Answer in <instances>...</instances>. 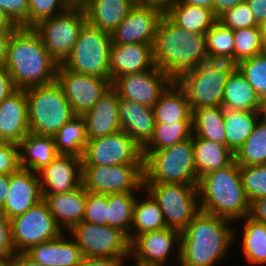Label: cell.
<instances>
[{"mask_svg":"<svg viewBox=\"0 0 266 266\" xmlns=\"http://www.w3.org/2000/svg\"><path fill=\"white\" fill-rule=\"evenodd\" d=\"M231 223L229 219L200 211L180 232L178 266H216L227 258L238 232Z\"/></svg>","mask_w":266,"mask_h":266,"instance_id":"cell-1","label":"cell"},{"mask_svg":"<svg viewBox=\"0 0 266 266\" xmlns=\"http://www.w3.org/2000/svg\"><path fill=\"white\" fill-rule=\"evenodd\" d=\"M4 66L15 87L26 90L54 82L58 64L32 27H18L9 40Z\"/></svg>","mask_w":266,"mask_h":266,"instance_id":"cell-2","label":"cell"},{"mask_svg":"<svg viewBox=\"0 0 266 266\" xmlns=\"http://www.w3.org/2000/svg\"><path fill=\"white\" fill-rule=\"evenodd\" d=\"M153 57L155 66L177 81L208 60L205 34L186 31L164 14L157 27Z\"/></svg>","mask_w":266,"mask_h":266,"instance_id":"cell-3","label":"cell"},{"mask_svg":"<svg viewBox=\"0 0 266 266\" xmlns=\"http://www.w3.org/2000/svg\"><path fill=\"white\" fill-rule=\"evenodd\" d=\"M197 188L201 211L233 222L249 216L250 202L235 161L223 169L204 174Z\"/></svg>","mask_w":266,"mask_h":266,"instance_id":"cell-4","label":"cell"},{"mask_svg":"<svg viewBox=\"0 0 266 266\" xmlns=\"http://www.w3.org/2000/svg\"><path fill=\"white\" fill-rule=\"evenodd\" d=\"M144 184L197 185L192 137L161 150H142Z\"/></svg>","mask_w":266,"mask_h":266,"instance_id":"cell-5","label":"cell"},{"mask_svg":"<svg viewBox=\"0 0 266 266\" xmlns=\"http://www.w3.org/2000/svg\"><path fill=\"white\" fill-rule=\"evenodd\" d=\"M25 91L31 133L54 136L64 124L76 116L56 81Z\"/></svg>","mask_w":266,"mask_h":266,"instance_id":"cell-6","label":"cell"},{"mask_svg":"<svg viewBox=\"0 0 266 266\" xmlns=\"http://www.w3.org/2000/svg\"><path fill=\"white\" fill-rule=\"evenodd\" d=\"M235 68L231 62L207 60L183 74L177 83L186 92L191 110L221 106L224 87Z\"/></svg>","mask_w":266,"mask_h":266,"instance_id":"cell-7","label":"cell"},{"mask_svg":"<svg viewBox=\"0 0 266 266\" xmlns=\"http://www.w3.org/2000/svg\"><path fill=\"white\" fill-rule=\"evenodd\" d=\"M111 45V34L86 22L62 65L79 74L110 79Z\"/></svg>","mask_w":266,"mask_h":266,"instance_id":"cell-8","label":"cell"},{"mask_svg":"<svg viewBox=\"0 0 266 266\" xmlns=\"http://www.w3.org/2000/svg\"><path fill=\"white\" fill-rule=\"evenodd\" d=\"M86 22L84 8L78 2L61 14L42 19L32 28L39 34L51 58L61 65L69 57Z\"/></svg>","mask_w":266,"mask_h":266,"instance_id":"cell-9","label":"cell"},{"mask_svg":"<svg viewBox=\"0 0 266 266\" xmlns=\"http://www.w3.org/2000/svg\"><path fill=\"white\" fill-rule=\"evenodd\" d=\"M162 211L168 228L183 231L201 211L197 185L144 184Z\"/></svg>","mask_w":266,"mask_h":266,"instance_id":"cell-10","label":"cell"},{"mask_svg":"<svg viewBox=\"0 0 266 266\" xmlns=\"http://www.w3.org/2000/svg\"><path fill=\"white\" fill-rule=\"evenodd\" d=\"M82 185L88 192L103 195L142 193L143 164L82 166Z\"/></svg>","mask_w":266,"mask_h":266,"instance_id":"cell-11","label":"cell"},{"mask_svg":"<svg viewBox=\"0 0 266 266\" xmlns=\"http://www.w3.org/2000/svg\"><path fill=\"white\" fill-rule=\"evenodd\" d=\"M10 225L16 253H25L32 246L55 239L64 233L44 200L25 213L10 219Z\"/></svg>","mask_w":266,"mask_h":266,"instance_id":"cell-12","label":"cell"},{"mask_svg":"<svg viewBox=\"0 0 266 266\" xmlns=\"http://www.w3.org/2000/svg\"><path fill=\"white\" fill-rule=\"evenodd\" d=\"M69 232L83 257H130L129 239L116 227L81 221Z\"/></svg>","mask_w":266,"mask_h":266,"instance_id":"cell-13","label":"cell"},{"mask_svg":"<svg viewBox=\"0 0 266 266\" xmlns=\"http://www.w3.org/2000/svg\"><path fill=\"white\" fill-rule=\"evenodd\" d=\"M81 160L82 166L143 164L142 149L121 130L88 140Z\"/></svg>","mask_w":266,"mask_h":266,"instance_id":"cell-14","label":"cell"},{"mask_svg":"<svg viewBox=\"0 0 266 266\" xmlns=\"http://www.w3.org/2000/svg\"><path fill=\"white\" fill-rule=\"evenodd\" d=\"M55 81L76 115L90 110L111 87L110 79L79 74L62 64L57 67Z\"/></svg>","mask_w":266,"mask_h":266,"instance_id":"cell-15","label":"cell"},{"mask_svg":"<svg viewBox=\"0 0 266 266\" xmlns=\"http://www.w3.org/2000/svg\"><path fill=\"white\" fill-rule=\"evenodd\" d=\"M173 80L159 68L115 78L111 87L119 98L153 107Z\"/></svg>","mask_w":266,"mask_h":266,"instance_id":"cell-16","label":"cell"},{"mask_svg":"<svg viewBox=\"0 0 266 266\" xmlns=\"http://www.w3.org/2000/svg\"><path fill=\"white\" fill-rule=\"evenodd\" d=\"M172 251L176 253V265H179L180 231L173 228L146 232L137 235L130 242V258L132 257L135 263L168 265V257L170 259Z\"/></svg>","mask_w":266,"mask_h":266,"instance_id":"cell-17","label":"cell"},{"mask_svg":"<svg viewBox=\"0 0 266 266\" xmlns=\"http://www.w3.org/2000/svg\"><path fill=\"white\" fill-rule=\"evenodd\" d=\"M164 11L152 5L135 4L121 24L111 33L114 44L153 45Z\"/></svg>","mask_w":266,"mask_h":266,"instance_id":"cell-18","label":"cell"},{"mask_svg":"<svg viewBox=\"0 0 266 266\" xmlns=\"http://www.w3.org/2000/svg\"><path fill=\"white\" fill-rule=\"evenodd\" d=\"M37 174L43 198L50 194L67 193L82 185V160L73 155H58Z\"/></svg>","mask_w":266,"mask_h":266,"instance_id":"cell-19","label":"cell"},{"mask_svg":"<svg viewBox=\"0 0 266 266\" xmlns=\"http://www.w3.org/2000/svg\"><path fill=\"white\" fill-rule=\"evenodd\" d=\"M41 200L43 197L38 174L20 168L10 175L8 195L0 212L10 220L25 213Z\"/></svg>","mask_w":266,"mask_h":266,"instance_id":"cell-20","label":"cell"},{"mask_svg":"<svg viewBox=\"0 0 266 266\" xmlns=\"http://www.w3.org/2000/svg\"><path fill=\"white\" fill-rule=\"evenodd\" d=\"M28 133L27 95L17 89L0 102V141L18 144Z\"/></svg>","mask_w":266,"mask_h":266,"instance_id":"cell-21","label":"cell"},{"mask_svg":"<svg viewBox=\"0 0 266 266\" xmlns=\"http://www.w3.org/2000/svg\"><path fill=\"white\" fill-rule=\"evenodd\" d=\"M153 45L114 44L110 49V81L127 74L154 69Z\"/></svg>","mask_w":266,"mask_h":266,"instance_id":"cell-22","label":"cell"},{"mask_svg":"<svg viewBox=\"0 0 266 266\" xmlns=\"http://www.w3.org/2000/svg\"><path fill=\"white\" fill-rule=\"evenodd\" d=\"M118 100L116 91L110 87L90 110L81 115L88 140L120 131Z\"/></svg>","mask_w":266,"mask_h":266,"instance_id":"cell-23","label":"cell"},{"mask_svg":"<svg viewBox=\"0 0 266 266\" xmlns=\"http://www.w3.org/2000/svg\"><path fill=\"white\" fill-rule=\"evenodd\" d=\"M118 110L120 130L130 136L142 149L154 132L156 122L152 107L119 98Z\"/></svg>","mask_w":266,"mask_h":266,"instance_id":"cell-24","label":"cell"},{"mask_svg":"<svg viewBox=\"0 0 266 266\" xmlns=\"http://www.w3.org/2000/svg\"><path fill=\"white\" fill-rule=\"evenodd\" d=\"M68 233L32 246L25 254L44 266H78L83 256L75 240L71 236V240L68 238Z\"/></svg>","mask_w":266,"mask_h":266,"instance_id":"cell-25","label":"cell"},{"mask_svg":"<svg viewBox=\"0 0 266 266\" xmlns=\"http://www.w3.org/2000/svg\"><path fill=\"white\" fill-rule=\"evenodd\" d=\"M43 200L64 232L83 220L86 205V190L83 185L67 193L46 195Z\"/></svg>","mask_w":266,"mask_h":266,"instance_id":"cell-26","label":"cell"},{"mask_svg":"<svg viewBox=\"0 0 266 266\" xmlns=\"http://www.w3.org/2000/svg\"><path fill=\"white\" fill-rule=\"evenodd\" d=\"M87 22L111 34L135 5L134 0H80Z\"/></svg>","mask_w":266,"mask_h":266,"instance_id":"cell-27","label":"cell"},{"mask_svg":"<svg viewBox=\"0 0 266 266\" xmlns=\"http://www.w3.org/2000/svg\"><path fill=\"white\" fill-rule=\"evenodd\" d=\"M18 149L20 168L36 173L59 155L53 136L31 132L18 143Z\"/></svg>","mask_w":266,"mask_h":266,"instance_id":"cell-28","label":"cell"},{"mask_svg":"<svg viewBox=\"0 0 266 266\" xmlns=\"http://www.w3.org/2000/svg\"><path fill=\"white\" fill-rule=\"evenodd\" d=\"M156 123L192 122V110L184 89L173 81L152 107Z\"/></svg>","mask_w":266,"mask_h":266,"instance_id":"cell-29","label":"cell"},{"mask_svg":"<svg viewBox=\"0 0 266 266\" xmlns=\"http://www.w3.org/2000/svg\"><path fill=\"white\" fill-rule=\"evenodd\" d=\"M192 144L198 179L208 172L223 169L234 161V153L226 145L198 138L193 134Z\"/></svg>","mask_w":266,"mask_h":266,"instance_id":"cell-30","label":"cell"},{"mask_svg":"<svg viewBox=\"0 0 266 266\" xmlns=\"http://www.w3.org/2000/svg\"><path fill=\"white\" fill-rule=\"evenodd\" d=\"M261 99L252 85L235 68L229 75L224 87L222 107L224 109L259 111Z\"/></svg>","mask_w":266,"mask_h":266,"instance_id":"cell-31","label":"cell"},{"mask_svg":"<svg viewBox=\"0 0 266 266\" xmlns=\"http://www.w3.org/2000/svg\"><path fill=\"white\" fill-rule=\"evenodd\" d=\"M164 14L180 28L199 34H205L218 19L212 9L186 3H172Z\"/></svg>","mask_w":266,"mask_h":266,"instance_id":"cell-32","label":"cell"},{"mask_svg":"<svg viewBox=\"0 0 266 266\" xmlns=\"http://www.w3.org/2000/svg\"><path fill=\"white\" fill-rule=\"evenodd\" d=\"M224 110L222 106L200 107L193 110V135L226 145Z\"/></svg>","mask_w":266,"mask_h":266,"instance_id":"cell-33","label":"cell"},{"mask_svg":"<svg viewBox=\"0 0 266 266\" xmlns=\"http://www.w3.org/2000/svg\"><path fill=\"white\" fill-rule=\"evenodd\" d=\"M143 199L137 198L134 205L133 223L130 234L127 236L131 242L137 235L146 232L158 231L167 228L163 214L157 202L148 192ZM147 195V196H146Z\"/></svg>","mask_w":266,"mask_h":266,"instance_id":"cell-34","label":"cell"},{"mask_svg":"<svg viewBox=\"0 0 266 266\" xmlns=\"http://www.w3.org/2000/svg\"><path fill=\"white\" fill-rule=\"evenodd\" d=\"M259 111L224 110L226 146L235 153L253 133L260 119Z\"/></svg>","mask_w":266,"mask_h":266,"instance_id":"cell-35","label":"cell"},{"mask_svg":"<svg viewBox=\"0 0 266 266\" xmlns=\"http://www.w3.org/2000/svg\"><path fill=\"white\" fill-rule=\"evenodd\" d=\"M242 255L248 265L264 266L266 264V224L254 221L246 216L242 219Z\"/></svg>","mask_w":266,"mask_h":266,"instance_id":"cell-36","label":"cell"},{"mask_svg":"<svg viewBox=\"0 0 266 266\" xmlns=\"http://www.w3.org/2000/svg\"><path fill=\"white\" fill-rule=\"evenodd\" d=\"M53 139L59 155L82 158L88 142L83 117L81 115L73 117L57 131Z\"/></svg>","mask_w":266,"mask_h":266,"instance_id":"cell-37","label":"cell"},{"mask_svg":"<svg viewBox=\"0 0 266 266\" xmlns=\"http://www.w3.org/2000/svg\"><path fill=\"white\" fill-rule=\"evenodd\" d=\"M208 60L235 64L234 31L216 22L206 33Z\"/></svg>","mask_w":266,"mask_h":266,"instance_id":"cell-38","label":"cell"},{"mask_svg":"<svg viewBox=\"0 0 266 266\" xmlns=\"http://www.w3.org/2000/svg\"><path fill=\"white\" fill-rule=\"evenodd\" d=\"M239 167L266 164V120L259 119L253 133L234 153Z\"/></svg>","mask_w":266,"mask_h":266,"instance_id":"cell-39","label":"cell"},{"mask_svg":"<svg viewBox=\"0 0 266 266\" xmlns=\"http://www.w3.org/2000/svg\"><path fill=\"white\" fill-rule=\"evenodd\" d=\"M136 198V193L109 194L107 225L120 229L128 236Z\"/></svg>","mask_w":266,"mask_h":266,"instance_id":"cell-40","label":"cell"},{"mask_svg":"<svg viewBox=\"0 0 266 266\" xmlns=\"http://www.w3.org/2000/svg\"><path fill=\"white\" fill-rule=\"evenodd\" d=\"M192 122L155 123L154 132L142 150H161L192 137Z\"/></svg>","mask_w":266,"mask_h":266,"instance_id":"cell-41","label":"cell"},{"mask_svg":"<svg viewBox=\"0 0 266 266\" xmlns=\"http://www.w3.org/2000/svg\"><path fill=\"white\" fill-rule=\"evenodd\" d=\"M235 67L262 99L266 95V51L238 62Z\"/></svg>","mask_w":266,"mask_h":266,"instance_id":"cell-42","label":"cell"},{"mask_svg":"<svg viewBox=\"0 0 266 266\" xmlns=\"http://www.w3.org/2000/svg\"><path fill=\"white\" fill-rule=\"evenodd\" d=\"M234 31L235 65L264 51L260 27H246Z\"/></svg>","mask_w":266,"mask_h":266,"instance_id":"cell-43","label":"cell"},{"mask_svg":"<svg viewBox=\"0 0 266 266\" xmlns=\"http://www.w3.org/2000/svg\"><path fill=\"white\" fill-rule=\"evenodd\" d=\"M239 171L250 204L266 197V164L239 167Z\"/></svg>","mask_w":266,"mask_h":266,"instance_id":"cell-44","label":"cell"},{"mask_svg":"<svg viewBox=\"0 0 266 266\" xmlns=\"http://www.w3.org/2000/svg\"><path fill=\"white\" fill-rule=\"evenodd\" d=\"M76 3V0H28V27H33L42 19L61 14Z\"/></svg>","mask_w":266,"mask_h":266,"instance_id":"cell-45","label":"cell"},{"mask_svg":"<svg viewBox=\"0 0 266 266\" xmlns=\"http://www.w3.org/2000/svg\"><path fill=\"white\" fill-rule=\"evenodd\" d=\"M223 26L237 30L246 27H259L247 2L225 10L217 19Z\"/></svg>","mask_w":266,"mask_h":266,"instance_id":"cell-46","label":"cell"},{"mask_svg":"<svg viewBox=\"0 0 266 266\" xmlns=\"http://www.w3.org/2000/svg\"><path fill=\"white\" fill-rule=\"evenodd\" d=\"M108 195L86 191V205L82 221L91 224L107 225Z\"/></svg>","mask_w":266,"mask_h":266,"instance_id":"cell-47","label":"cell"},{"mask_svg":"<svg viewBox=\"0 0 266 266\" xmlns=\"http://www.w3.org/2000/svg\"><path fill=\"white\" fill-rule=\"evenodd\" d=\"M19 169L18 144L0 141V175H11Z\"/></svg>","mask_w":266,"mask_h":266,"instance_id":"cell-48","label":"cell"},{"mask_svg":"<svg viewBox=\"0 0 266 266\" xmlns=\"http://www.w3.org/2000/svg\"><path fill=\"white\" fill-rule=\"evenodd\" d=\"M0 8L14 25L28 27V0H0Z\"/></svg>","mask_w":266,"mask_h":266,"instance_id":"cell-49","label":"cell"},{"mask_svg":"<svg viewBox=\"0 0 266 266\" xmlns=\"http://www.w3.org/2000/svg\"><path fill=\"white\" fill-rule=\"evenodd\" d=\"M14 253L10 220L0 212V262L4 264Z\"/></svg>","mask_w":266,"mask_h":266,"instance_id":"cell-50","label":"cell"},{"mask_svg":"<svg viewBox=\"0 0 266 266\" xmlns=\"http://www.w3.org/2000/svg\"><path fill=\"white\" fill-rule=\"evenodd\" d=\"M130 257H83L78 266H125Z\"/></svg>","mask_w":266,"mask_h":266,"instance_id":"cell-51","label":"cell"},{"mask_svg":"<svg viewBox=\"0 0 266 266\" xmlns=\"http://www.w3.org/2000/svg\"><path fill=\"white\" fill-rule=\"evenodd\" d=\"M17 88L4 64H0V102L14 93Z\"/></svg>","mask_w":266,"mask_h":266,"instance_id":"cell-52","label":"cell"},{"mask_svg":"<svg viewBox=\"0 0 266 266\" xmlns=\"http://www.w3.org/2000/svg\"><path fill=\"white\" fill-rule=\"evenodd\" d=\"M249 217L254 221L266 224V197L254 200L250 204Z\"/></svg>","mask_w":266,"mask_h":266,"instance_id":"cell-53","label":"cell"},{"mask_svg":"<svg viewBox=\"0 0 266 266\" xmlns=\"http://www.w3.org/2000/svg\"><path fill=\"white\" fill-rule=\"evenodd\" d=\"M246 2L260 25L266 19V0H246Z\"/></svg>","mask_w":266,"mask_h":266,"instance_id":"cell-54","label":"cell"},{"mask_svg":"<svg viewBox=\"0 0 266 266\" xmlns=\"http://www.w3.org/2000/svg\"><path fill=\"white\" fill-rule=\"evenodd\" d=\"M4 266H44L33 261L25 253H14V255L4 263Z\"/></svg>","mask_w":266,"mask_h":266,"instance_id":"cell-55","label":"cell"},{"mask_svg":"<svg viewBox=\"0 0 266 266\" xmlns=\"http://www.w3.org/2000/svg\"><path fill=\"white\" fill-rule=\"evenodd\" d=\"M246 2V0H213L212 10L218 17L225 10H228L240 3Z\"/></svg>","mask_w":266,"mask_h":266,"instance_id":"cell-56","label":"cell"},{"mask_svg":"<svg viewBox=\"0 0 266 266\" xmlns=\"http://www.w3.org/2000/svg\"><path fill=\"white\" fill-rule=\"evenodd\" d=\"M15 30H0V64H4L9 40Z\"/></svg>","mask_w":266,"mask_h":266,"instance_id":"cell-57","label":"cell"},{"mask_svg":"<svg viewBox=\"0 0 266 266\" xmlns=\"http://www.w3.org/2000/svg\"><path fill=\"white\" fill-rule=\"evenodd\" d=\"M9 184H10V175H0V209L3 207L8 191H9Z\"/></svg>","mask_w":266,"mask_h":266,"instance_id":"cell-58","label":"cell"},{"mask_svg":"<svg viewBox=\"0 0 266 266\" xmlns=\"http://www.w3.org/2000/svg\"><path fill=\"white\" fill-rule=\"evenodd\" d=\"M135 4L152 5L165 11L174 0H134Z\"/></svg>","mask_w":266,"mask_h":266,"instance_id":"cell-59","label":"cell"},{"mask_svg":"<svg viewBox=\"0 0 266 266\" xmlns=\"http://www.w3.org/2000/svg\"><path fill=\"white\" fill-rule=\"evenodd\" d=\"M17 28L18 26L14 25L5 12L0 8V30H16Z\"/></svg>","mask_w":266,"mask_h":266,"instance_id":"cell-60","label":"cell"},{"mask_svg":"<svg viewBox=\"0 0 266 266\" xmlns=\"http://www.w3.org/2000/svg\"><path fill=\"white\" fill-rule=\"evenodd\" d=\"M172 3H186L189 5L206 7L208 9H212L213 0H174Z\"/></svg>","mask_w":266,"mask_h":266,"instance_id":"cell-61","label":"cell"},{"mask_svg":"<svg viewBox=\"0 0 266 266\" xmlns=\"http://www.w3.org/2000/svg\"><path fill=\"white\" fill-rule=\"evenodd\" d=\"M261 31V40L264 51H266V19L259 25Z\"/></svg>","mask_w":266,"mask_h":266,"instance_id":"cell-62","label":"cell"},{"mask_svg":"<svg viewBox=\"0 0 266 266\" xmlns=\"http://www.w3.org/2000/svg\"><path fill=\"white\" fill-rule=\"evenodd\" d=\"M259 115L261 119L266 120V95L261 99Z\"/></svg>","mask_w":266,"mask_h":266,"instance_id":"cell-63","label":"cell"},{"mask_svg":"<svg viewBox=\"0 0 266 266\" xmlns=\"http://www.w3.org/2000/svg\"><path fill=\"white\" fill-rule=\"evenodd\" d=\"M134 266H168V265H154V264H140V263H133Z\"/></svg>","mask_w":266,"mask_h":266,"instance_id":"cell-64","label":"cell"}]
</instances>
